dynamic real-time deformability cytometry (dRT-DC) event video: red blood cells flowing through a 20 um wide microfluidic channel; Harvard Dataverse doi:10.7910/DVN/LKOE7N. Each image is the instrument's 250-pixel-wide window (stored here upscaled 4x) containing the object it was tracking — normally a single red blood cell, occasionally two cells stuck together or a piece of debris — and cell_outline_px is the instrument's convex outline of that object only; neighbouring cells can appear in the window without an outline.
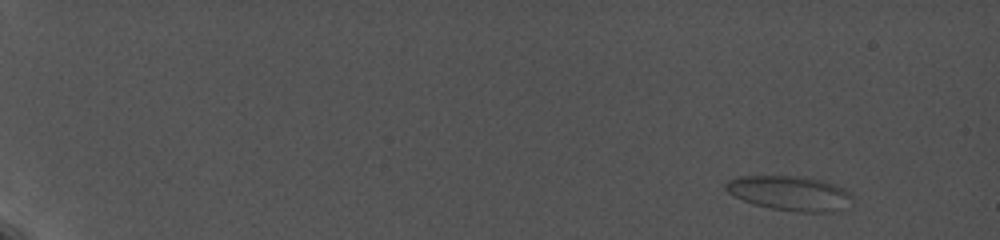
{"species": "common noctule bat (a hibernating species)", "species_latin": "Nyctalus noctula", "temperature_condition": "cold", "stored_images_in_passage": 50, "camera_frame_rate_fps": 5000, "um_per_image_px": 0.085, "animal": {"sex": "female", "body_mass_g": 19.0, "forearm_length_mm": 56.7}, "frame": {"image": 1, "passage_image": 1, "time_ms": 0.0, "image_size_px": [1000, 240], "cell_outline_px": [[848, 196], [832, 212], [800, 212], [768, 208], [744, 200], [728, 192], [724, 188], [724, 184], [728, 180], [740, 176], [796, 176], [824, 180], [844, 188], [848, 192]], "centroid_in_image_um": [67.0, 16.39], "position_along_channel_um": 18.0, "area_um2": 24.68}}
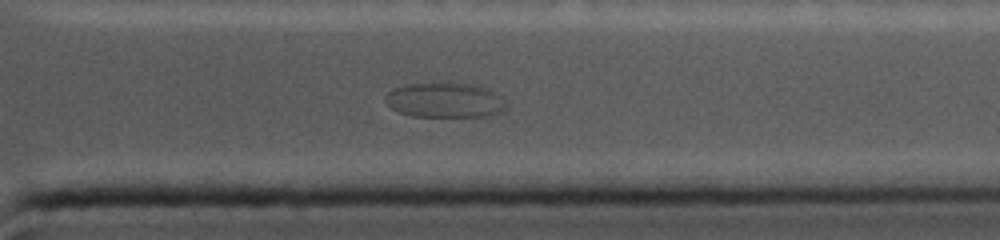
{"frame": {"image": 2, "passage_image": 46, "time_ms": 16.0, "image_size_px": [1000, 240], "cell_outline_px": [[508, 104], [500, 112], [488, 116], [412, 116], [400, 112], [392, 108], [384, 100], [384, 96], [392, 88], [408, 84], [444, 80], [480, 84], [488, 88], [500, 96]], "centroid_in_image_um": [37.82, 8.45], "position_along_channel_um": 373.6, "area_um2": 25.43}}
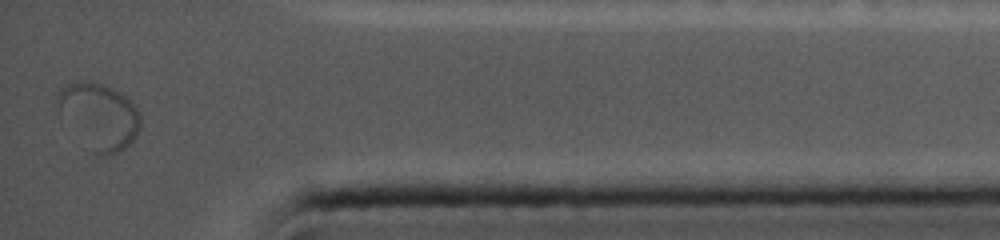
{"frame": {"image": 3, "passage_image": 50, "time_ms": 17.8, "image_size_px": [1000, 240], "cell_outline_px": [[140, 128], [136, 136], [120, 152], [108, 156], [104, 156], [92, 152], [56, 100], [56, 92], [60, 88], [68, 84], [80, 80], [104, 84], [120, 92], [140, 112]], "centroid_in_image_um": [8.5, 9.84], "position_along_channel_um": 426.7, "area_um2": 30.63}}